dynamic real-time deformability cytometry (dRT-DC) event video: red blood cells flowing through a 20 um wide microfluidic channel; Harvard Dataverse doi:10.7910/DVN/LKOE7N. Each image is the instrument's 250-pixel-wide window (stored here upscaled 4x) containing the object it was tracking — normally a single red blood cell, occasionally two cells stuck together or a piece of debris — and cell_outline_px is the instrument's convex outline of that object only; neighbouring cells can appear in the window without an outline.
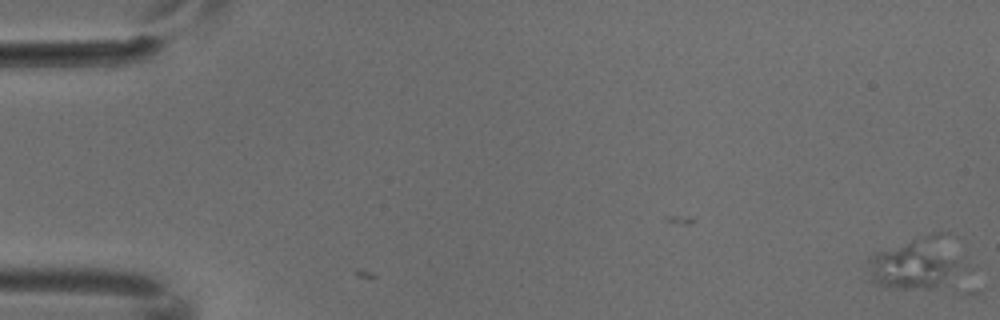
{"species": "common noctule bat (a hibernating species)", "species_latin": "Nyctalus noctula", "temperature_condition": "cold", "stored_images_in_passage": 2, "camera_frame_rate_fps": 3000, "um_per_image_px": 0.085, "animal": {"sex": "male", "body_mass_g": 18.8}, "frame": {"image": 1, "passage_image": 2, "time_ms": 0.333, "image_size_px": [1000, 320], "cell_outline_px": [[972, 268], [928, 288], [884, 288], [872, 284], [868, 280], [868, 256], [876, 252], [920, 236], [932, 232], [948, 232]], "centroid_in_image_um": [77.98, 22.33], "position_along_channel_um": 7.0, "area_um2": 30.17}}